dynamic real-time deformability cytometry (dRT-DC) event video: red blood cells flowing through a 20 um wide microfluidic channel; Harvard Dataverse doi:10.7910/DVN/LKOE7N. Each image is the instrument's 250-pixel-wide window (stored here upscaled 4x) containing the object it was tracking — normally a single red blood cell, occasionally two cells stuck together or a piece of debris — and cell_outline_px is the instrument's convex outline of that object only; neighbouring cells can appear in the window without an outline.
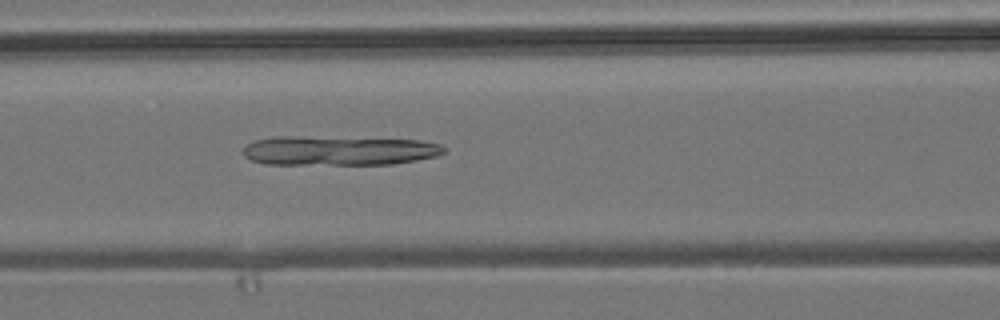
{"species": "common noctule bat (a hibernating species)", "species_latin": "Nyctalus noctula", "temperature_condition": "room temperature", "stored_images_in_passage": 42, "camera_frame_rate_fps": 3000, "um_per_image_px": 0.085, "animal": {"sex": "male", "body_mass_g": 19.2, "forearm_length_mm": 51.8}, "frame": {"image": 1, "passage_image": 12, "time_ms": 3.667, "image_size_px": [1000, 320], "cell_outline_px": [[448, 152], [436, 156], [416, 160], [392, 164], [264, 164], [252, 160], [244, 156], [244, 148], [248, 144], [256, 140], [276, 136], [300, 136], [420, 140], [440, 144], [448, 148]], "centroid_in_image_um": [28.85, 12.8], "position_along_channel_um": 137.8, "area_um2": 34.56}}
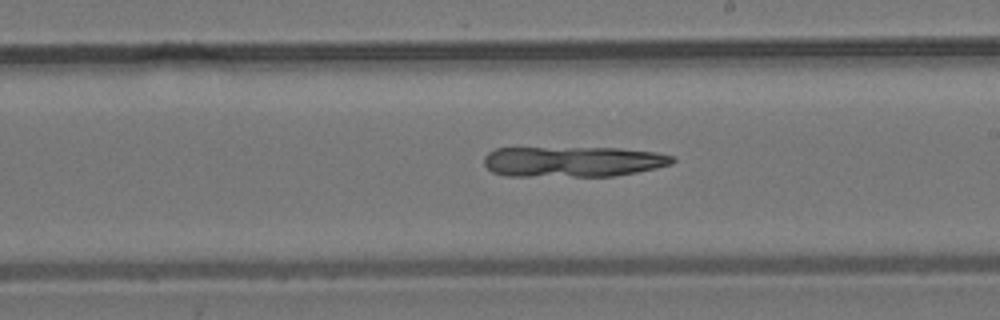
{"frame": {"image": 2, "passage_image": 20, "time_ms": 6.333, "image_size_px": [1000, 320], "cell_outline_px": [[676, 160], [672, 164], [656, 168], [636, 172], [612, 176], [504, 176], [492, 172], [484, 164], [484, 156], [488, 152], [496, 148], [620, 148], [656, 152], [676, 156]], "centroid_in_image_um": [48.71, 13.73], "position_along_channel_um": 240.3, "area_um2": 33.76}}
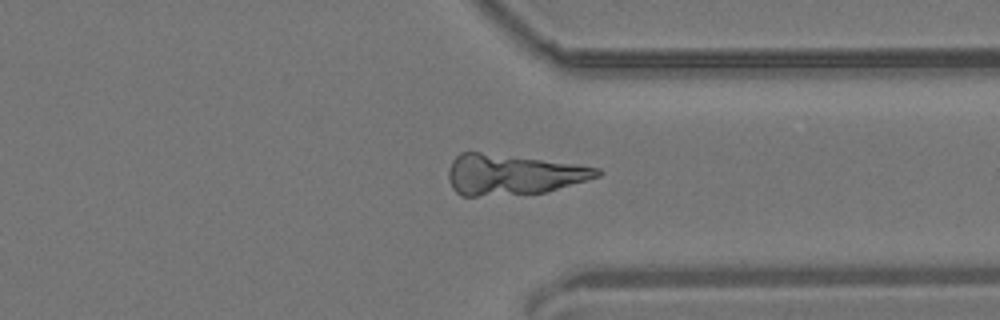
{"frame": {"image": 3, "passage_image": 30, "time_ms": 9.667, "image_size_px": [1000, 320], "cell_outline_px": [[604, 172], [600, 176], [544, 192], [476, 196], [460, 196], [452, 188], [448, 180], [448, 168], [452, 160], [460, 152], [480, 152], [576, 164], [600, 168]], "centroid_in_image_um": [43.54, 14.83], "position_along_channel_um": 367.9, "area_um2": 34.85}}